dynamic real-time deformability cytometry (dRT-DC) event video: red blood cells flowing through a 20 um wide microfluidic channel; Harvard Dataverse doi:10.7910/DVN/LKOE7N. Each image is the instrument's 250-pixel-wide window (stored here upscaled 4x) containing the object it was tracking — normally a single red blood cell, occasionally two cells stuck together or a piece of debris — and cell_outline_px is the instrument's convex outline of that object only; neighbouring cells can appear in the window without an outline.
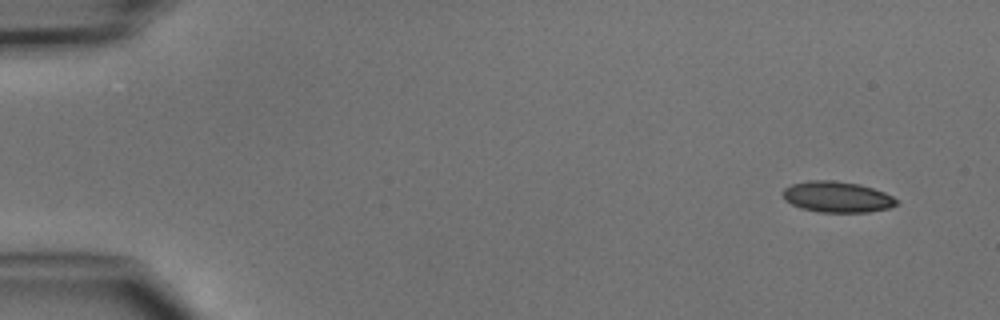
{"species": "common noctule bat (a hibernating species)", "species_latin": "Nyctalus noctula", "temperature_condition": "cold", "stored_images_in_passage": 5, "segment_of_instrument_passage": [1, 2], "camera_frame_rate_fps": 3000, "um_per_image_px": 0.085, "animal": {"sex": "male", "body_mass_g": 15.6}, "frame": {"image": 1, "passage_image": 1, "time_ms": 0.0, "image_size_px": [1000, 320], "cell_outline_px": [[900, 204], [888, 208], [868, 212], [820, 212], [800, 208], [784, 200], [784, 188], [792, 184], [808, 180], [832, 180], [860, 184], [884, 192], [900, 200]], "centroid_in_image_um": [71.18, 16.74], "position_along_channel_um": 13.8, "area_um2": 20.58}}
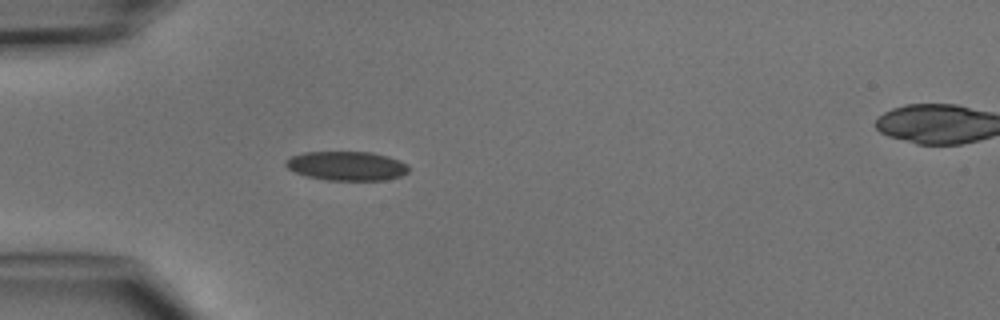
{"frame": {"image": 2, "passage_image": 4, "time_ms": 3.667, "image_size_px": [1000, 320], "cell_outline_px": [[408, 172], [400, 176], [384, 180], [328, 180], [308, 176], [296, 172], [288, 168], [284, 164], [284, 160], [292, 156], [304, 152], [372, 152], [388, 156], [400, 160], [408, 164]], "centroid_in_image_um": [29.48, 14.09], "position_along_channel_um": 55.5, "area_um2": 20.87}}